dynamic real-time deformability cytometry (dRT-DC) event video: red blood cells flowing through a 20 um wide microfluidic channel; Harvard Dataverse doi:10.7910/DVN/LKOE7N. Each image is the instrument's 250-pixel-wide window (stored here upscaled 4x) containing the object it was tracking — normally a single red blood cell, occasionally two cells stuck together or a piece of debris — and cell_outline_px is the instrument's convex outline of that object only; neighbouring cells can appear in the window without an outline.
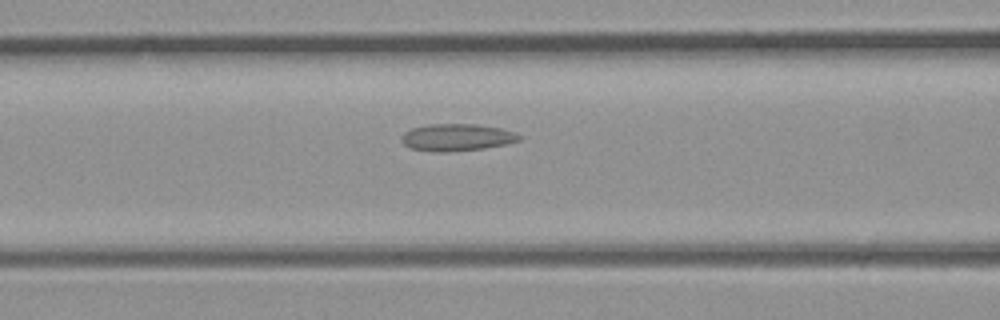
{"species": "common noctule bat (a hibernating species)", "species_latin": "Nyctalus noctula", "temperature_condition": "room temperature", "stored_images_in_passage": 24, "camera_frame_rate_fps": 3000, "um_per_image_px": 0.085, "animal": {"sex": "male", "body_mass_g": 23.1, "forearm_length_mm": 52.7}, "frame": {"image": 1, "passage_image": 7, "time_ms": 2.0, "image_size_px": [1000, 320], "cell_outline_px": [[524, 136], [520, 140], [504, 144], [484, 148], [444, 152], [436, 152], [412, 148], [404, 144], [400, 140], [400, 136], [404, 132], [412, 128], [428, 124], [476, 124], [500, 128], [516, 132]], "centroid_in_image_um": [38.83, 11.66], "position_along_channel_um": 127.8, "area_um2": 18.61}}
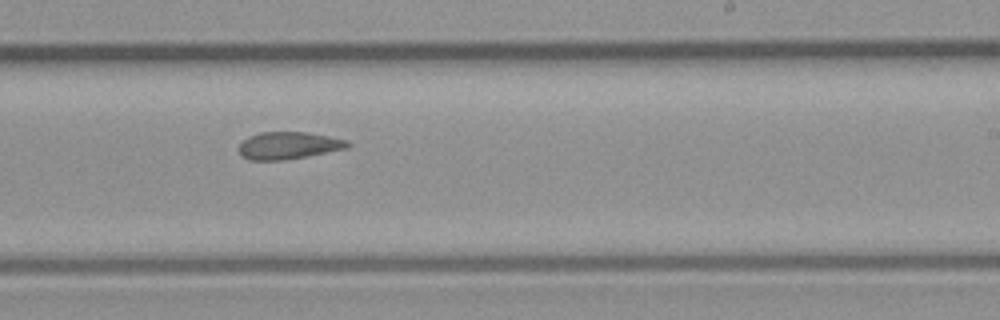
{"frame": {"image": 2, "passage_image": 14, "time_ms": 4.333, "image_size_px": [1000, 320], "cell_outline_px": [[352, 144], [348, 148], [284, 160], [248, 160], [240, 156], [240, 144], [248, 136], [260, 132], [304, 132], [328, 136], [348, 140]], "centroid_in_image_um": [24.52, 12.37], "position_along_channel_um": 264.5, "area_um2": 17.22}}
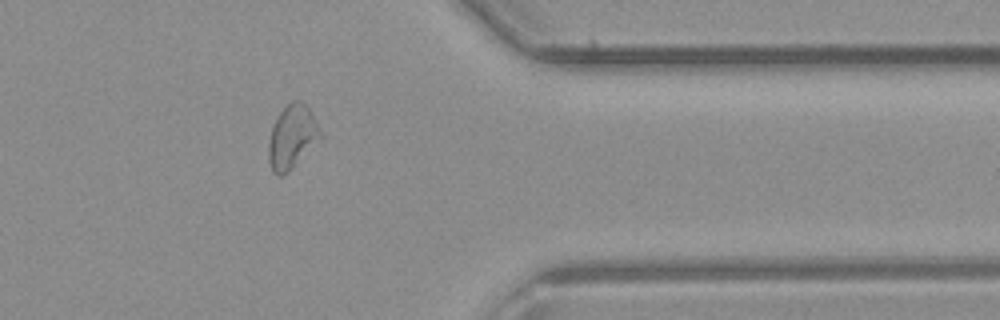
{"frame": {"image": 3, "passage_image": 21, "time_ms": 6.667, "image_size_px": [1000, 320], "cell_outline_px": [[324, 136], [288, 172], [280, 176], [276, 176], [272, 172], [268, 160], [268, 144], [272, 124], [280, 112], [288, 104], [296, 100], [300, 100], [308, 108]], "centroid_in_image_um": [24.81, 11.67], "position_along_channel_um": 386.6, "area_um2": 19.19}}